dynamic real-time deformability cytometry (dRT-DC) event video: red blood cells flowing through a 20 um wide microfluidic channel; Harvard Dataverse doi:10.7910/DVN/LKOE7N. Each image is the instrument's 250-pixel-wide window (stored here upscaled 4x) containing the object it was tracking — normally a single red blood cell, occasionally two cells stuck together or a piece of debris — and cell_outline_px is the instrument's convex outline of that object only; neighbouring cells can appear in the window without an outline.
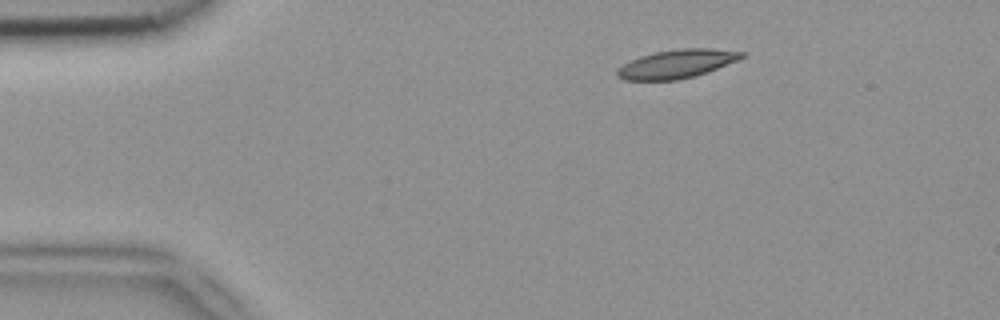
{"species": "common noctule bat (a hibernating species)", "species_latin": "Nyctalus noctula", "temperature_condition": "room temperature", "stored_images_in_passage": 44, "camera_frame_rate_fps": 3000, "um_per_image_px": 0.085, "animal": {"sex": "female", "body_mass_g": 18.4}, "frame": {"image": 1, "passage_image": 1, "time_ms": 0.0, "image_size_px": [1000, 320], "cell_outline_px": [[744, 56], [736, 60], [708, 72], [676, 80], [624, 80], [616, 76], [616, 72], [624, 64], [640, 56], [656, 52], [676, 48], [712, 48], [744, 52]], "centroid_in_image_um": [57.51, 5.42], "position_along_channel_um": 27.5, "area_um2": 20.46}}
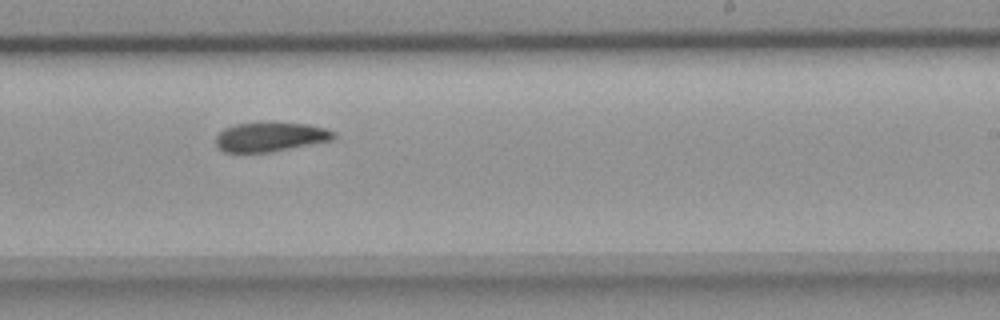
{"frame": {"image": 2, "passage_image": 24, "time_ms": 7.667, "image_size_px": [1000, 320], "cell_outline_px": [[336, 136], [332, 140], [272, 152], [224, 152], [216, 144], [216, 136], [224, 128], [236, 124], [308, 124], [324, 128], [336, 132]], "centroid_in_image_um": [22.99, 11.66], "position_along_channel_um": 266.0, "area_um2": 19.65}}
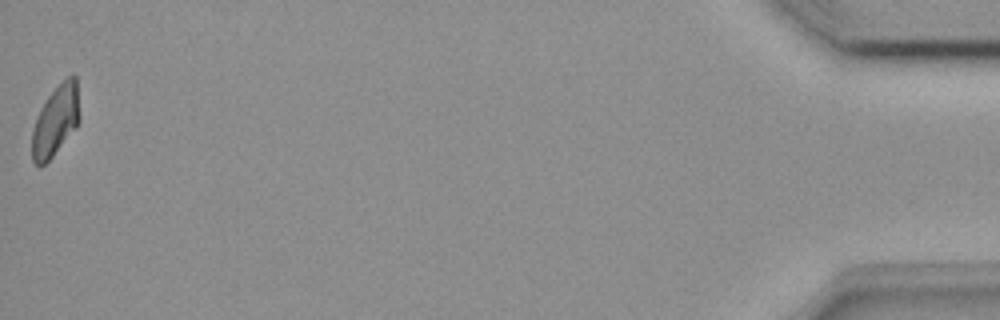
{"frame": {"image": 3, "passage_image": 44, "time_ms": 14.333, "image_size_px": [1000, 320], "cell_outline_px": [[80, 120], [76, 128], [52, 156], [44, 164], [36, 164], [32, 160], [32, 128], [36, 116], [40, 108], [48, 96], [72, 72], [76, 76], [80, 116]], "centroid_in_image_um": [4.74, 10.23], "position_along_channel_um": 430.5, "area_um2": 19.48}, "authors_computed_cell_mechanics": {"area_um2": 20.6924, "velocity_mm_per_s": 3.9125, "shape_relaxation_time_tau1_ms": 9.0789, "shape_relaxation_time_tau2_ms": null, "deformation_change_tau1": 0.1935, "deformation_change_tau2": null}}